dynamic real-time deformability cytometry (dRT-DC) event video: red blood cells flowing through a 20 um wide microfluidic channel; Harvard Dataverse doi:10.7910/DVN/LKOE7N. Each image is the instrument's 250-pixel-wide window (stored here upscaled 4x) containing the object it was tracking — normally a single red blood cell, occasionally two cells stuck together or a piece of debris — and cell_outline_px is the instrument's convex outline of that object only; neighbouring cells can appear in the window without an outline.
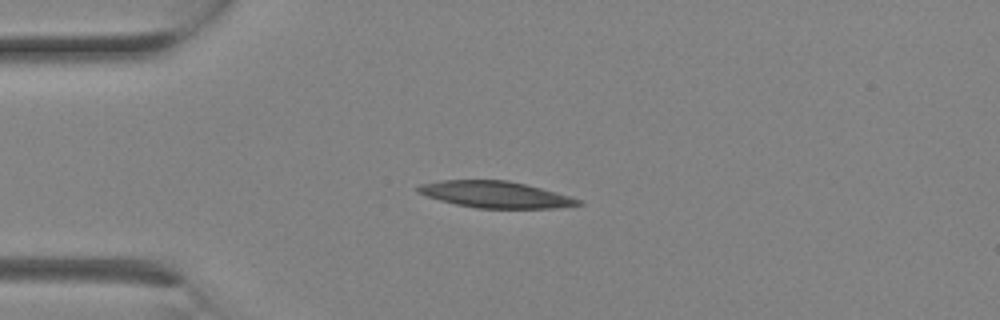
{"species": "Egyptian fruit bat (a non-hibernating species)", "species_latin": "Rousettus aegyptiacus", "temperature_condition": "room temperature", "stored_images_in_passage": 2, "camera_frame_rate_fps": 3000, "um_per_image_px": 0.085, "animal": {"sex": "female"}, "frame": {"image": 1, "passage_image": 2, "time_ms": 0.333, "image_size_px": [1000, 320], "cell_outline_px": [[584, 204], [556, 208], [476, 208], [456, 204], [440, 200], [416, 192], [416, 188], [420, 184], [440, 180], [508, 180], [556, 192], [584, 200]], "centroid_in_image_um": [42.13, 16.53], "position_along_channel_um": 42.9, "area_um2": 24.74}}